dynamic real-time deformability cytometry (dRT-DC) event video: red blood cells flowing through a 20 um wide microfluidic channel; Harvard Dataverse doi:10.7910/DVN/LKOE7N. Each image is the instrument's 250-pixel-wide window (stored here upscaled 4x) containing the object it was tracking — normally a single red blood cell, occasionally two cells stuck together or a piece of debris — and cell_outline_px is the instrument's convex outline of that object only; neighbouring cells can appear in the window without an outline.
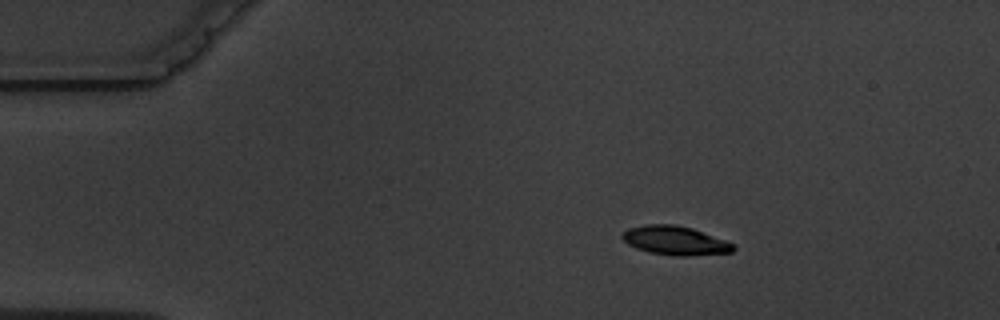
{"species": "common noctule bat (a hibernating species)", "species_latin": "Nyctalus noctula", "temperature_condition": "warm", "stored_images_in_passage": 4, "camera_frame_rate_fps": 3000, "um_per_image_px": 0.085, "animal": {"sex": "male", "body_mass_g": 19.5, "forearm_length_mm": 54.6}, "frame": {"image": 1, "passage_image": 2, "time_ms": 1.0, "image_size_px": [1000, 320], "cell_outline_px": [[736, 248], [732, 252], [688, 256], [676, 256], [648, 252], [636, 248], [628, 244], [620, 236], [628, 228], [644, 224], [676, 224], [692, 228], [736, 244]], "centroid_in_image_um": [57.39, 20.44], "position_along_channel_um": 27.6, "area_um2": 18.84}}